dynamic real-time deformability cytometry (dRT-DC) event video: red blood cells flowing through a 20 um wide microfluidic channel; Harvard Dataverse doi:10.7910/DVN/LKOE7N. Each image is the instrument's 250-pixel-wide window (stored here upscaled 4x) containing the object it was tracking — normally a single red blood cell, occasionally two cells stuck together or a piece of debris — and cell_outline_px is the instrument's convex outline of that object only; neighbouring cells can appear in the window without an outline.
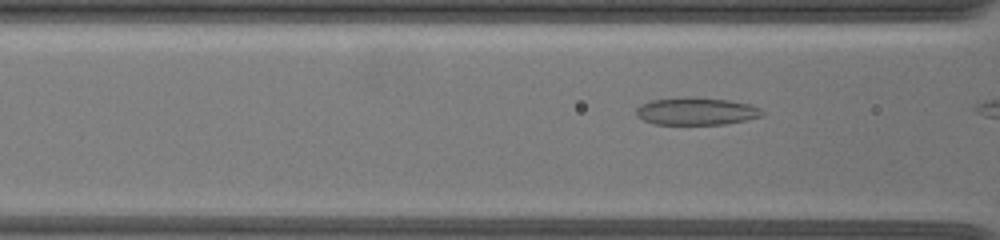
{"species": "common noctule bat (a hibernating species)", "species_latin": "Nyctalus noctula", "temperature_condition": "warm", "stored_images_in_passage": 4, "camera_frame_rate_fps": 3000, "um_per_image_px": 0.085, "animal": {"sex": "female", "body_mass_g": 19.5, "forearm_length_mm": 54.1}, "frame": {"image": 1, "passage_image": 3, "time_ms": 1.0, "image_size_px": [1000, 240], "cell_outline_px": [[764, 116], [748, 120], [724, 124], [656, 124], [644, 120], [636, 116], [636, 108], [652, 100], [688, 96], [692, 96], [728, 100], [748, 104], [760, 108], [764, 112]], "centroid_in_image_um": [59.22, 9.45], "position_along_channel_um": 107.4, "area_um2": 20.23}}